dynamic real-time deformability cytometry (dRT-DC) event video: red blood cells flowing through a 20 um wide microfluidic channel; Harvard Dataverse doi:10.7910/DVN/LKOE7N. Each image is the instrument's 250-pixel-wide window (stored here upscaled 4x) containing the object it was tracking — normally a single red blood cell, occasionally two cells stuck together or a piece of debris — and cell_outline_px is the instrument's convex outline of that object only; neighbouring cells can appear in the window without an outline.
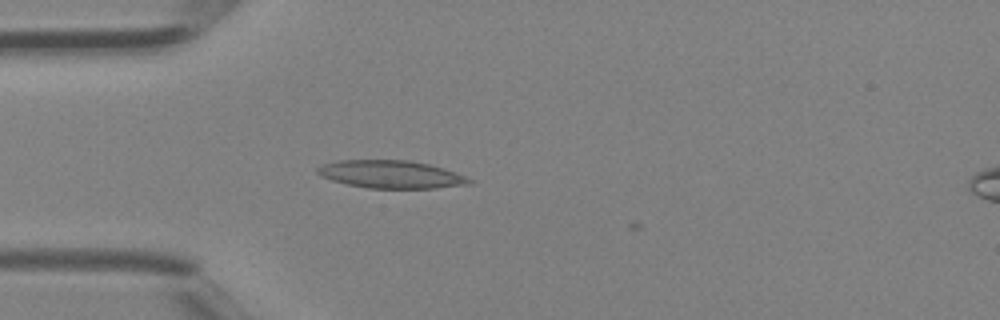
{"species": "Egyptian fruit bat (a non-hibernating species)", "species_latin": "Rousettus aegyptiacus", "temperature_condition": "room temperature", "stored_images_in_passage": 6, "camera_frame_rate_fps": 3000, "um_per_image_px": 0.085, "animal": {"sex": "female"}, "frame": {"image": 1, "passage_image": 3, "time_ms": 0.667, "image_size_px": [1000, 320], "cell_outline_px": [[476, 180], [472, 184], [436, 188], [368, 188], [348, 184], [332, 180], [320, 176], [316, 172], [316, 168], [324, 164], [340, 160], [412, 160], [444, 168], [456, 172]], "centroid_in_image_um": [33.29, 14.82], "position_along_channel_um": 51.7, "area_um2": 24.74}}